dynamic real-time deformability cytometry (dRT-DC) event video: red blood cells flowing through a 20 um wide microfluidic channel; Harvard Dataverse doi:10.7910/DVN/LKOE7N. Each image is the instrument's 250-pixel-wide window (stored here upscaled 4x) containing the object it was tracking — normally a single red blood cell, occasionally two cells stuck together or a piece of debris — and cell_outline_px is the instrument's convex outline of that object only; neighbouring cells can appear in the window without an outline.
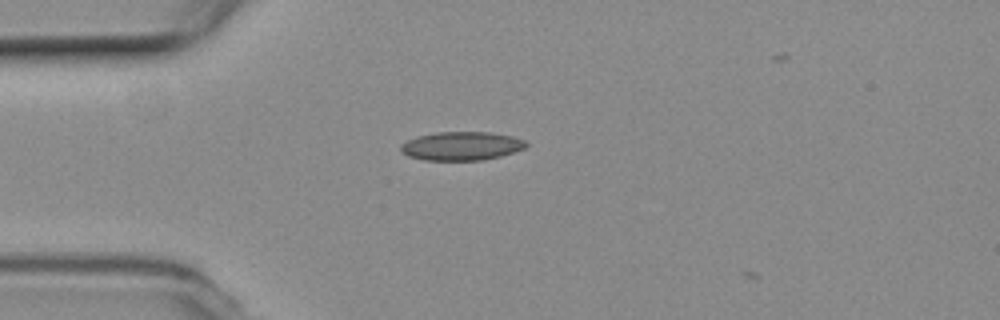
{"species": "common noctule bat (a hibernating species)", "species_latin": "Nyctalus noctula", "temperature_condition": "room temperature", "stored_images_in_passage": 2, "camera_frame_rate_fps": 3000, "um_per_image_px": 0.085, "animal": {"sex": "female", "body_mass_g": 19.3, "forearm_length_mm": 54.1}, "frame": {"image": 1, "passage_image": 1, "time_ms": 0.0, "image_size_px": [1000, 320], "cell_outline_px": [[528, 144], [524, 148], [500, 156], [480, 160], [424, 160], [408, 156], [400, 152], [400, 144], [416, 136], [436, 132], [492, 132], [512, 136], [524, 140]], "centroid_in_image_um": [39.18, 12.4], "position_along_channel_um": 45.8, "area_um2": 20.92}}